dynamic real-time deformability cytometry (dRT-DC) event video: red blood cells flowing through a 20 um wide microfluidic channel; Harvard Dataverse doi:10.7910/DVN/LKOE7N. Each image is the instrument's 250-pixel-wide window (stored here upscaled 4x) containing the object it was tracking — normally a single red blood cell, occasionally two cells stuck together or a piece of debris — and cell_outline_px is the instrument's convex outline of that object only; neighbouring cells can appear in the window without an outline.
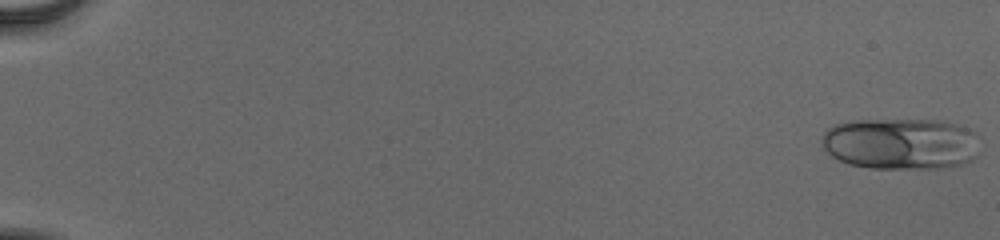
{"species": "human", "species_latin": "Homo sapiens", "temperature_condition": "cold", "stored_images_in_passage": 54, "camera_frame_rate_fps": 3000, "um_per_image_px": 0.085, "donor": {"sex": "male"}, "frame": {"image": 1, "passage_image": 1, "time_ms": 0.0, "image_size_px": [1000, 240], "cell_outline_px": [[976, 156], [972, 160], [960, 164], [940, 168], [872, 168], [848, 164], [832, 156], [824, 148], [820, 140], [824, 132], [828, 128], [836, 124], [852, 120], [936, 120], [956, 124], [972, 128]], "centroid_in_image_um": [76.5, 12.21], "position_along_channel_um": 8.5, "area_um2": 47.16}}
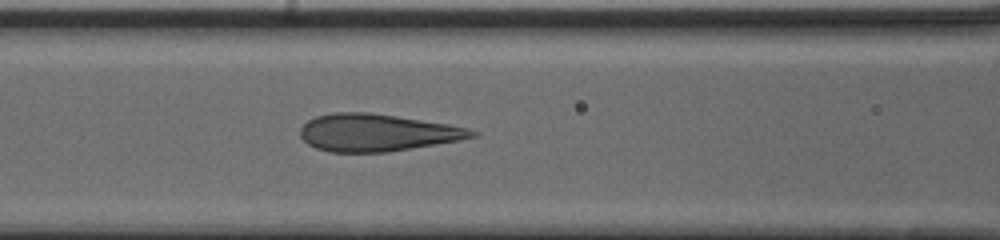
{"frame": {"image": 2, "passage_image": 26, "time_ms": 8.333, "image_size_px": [1000, 240], "cell_outline_px": [[480, 132], [476, 136], [460, 140], [388, 152], [328, 152], [316, 148], [308, 144], [300, 136], [300, 128], [308, 120], [316, 116], [332, 112], [368, 112], [396, 116], [448, 124], [468, 128]], "centroid_in_image_um": [32.03, 11.27], "position_along_channel_um": 134.6, "area_um2": 37.28}}
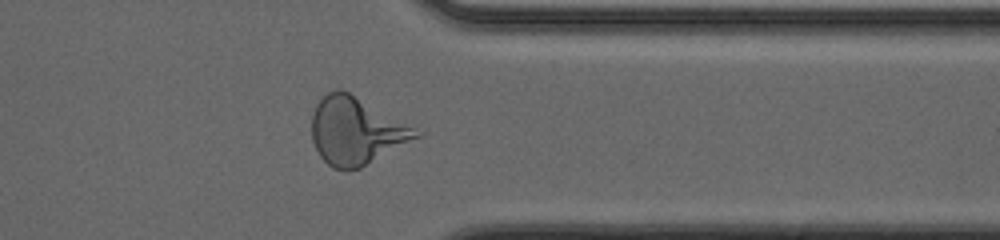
{"frame": {"image": 3, "passage_image": 45, "time_ms": 14.667, "image_size_px": [1000, 240], "cell_outline_px": [[424, 136], [360, 168], [332, 168], [320, 156], [312, 140], [312, 112], [316, 104], [328, 92], [336, 88], [348, 92], [424, 132]], "centroid_in_image_um": [30.3, 11.13], "position_along_channel_um": 381.1, "area_um2": 40.75}, "authors_computed_cell_mechanics": {"area_um2": 40.1132, "velocity_mm_per_s": 3.9327, "shape_relaxation_time_tau1_ms": 9.0621, "shape_relaxation_time_tau2_ms": 0.6721, "deformation_change_tau1": 0.2651, "deformation_change_tau2": 0.0862}}